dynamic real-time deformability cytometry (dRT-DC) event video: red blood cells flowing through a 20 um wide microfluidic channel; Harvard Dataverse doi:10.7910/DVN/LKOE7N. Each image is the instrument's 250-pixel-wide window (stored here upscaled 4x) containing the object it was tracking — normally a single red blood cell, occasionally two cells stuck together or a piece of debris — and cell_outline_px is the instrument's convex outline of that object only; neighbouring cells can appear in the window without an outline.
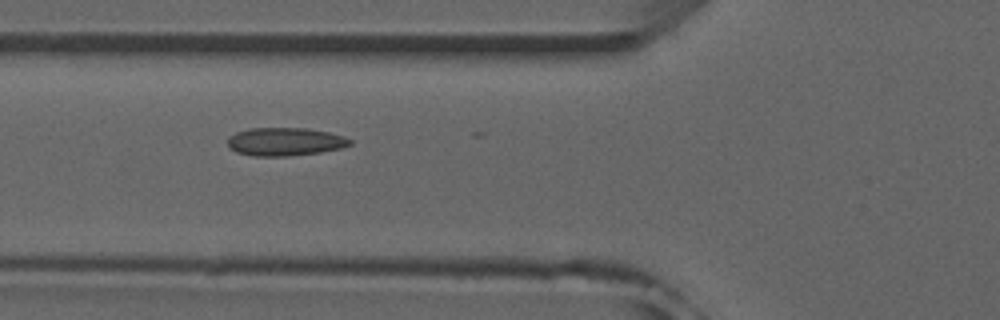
{"species": "common noctule bat (a hibernating species)", "species_latin": "Nyctalus noctula", "temperature_condition": "room temperature", "stored_images_in_passage": 20, "camera_frame_rate_fps": 3000, "um_per_image_px": 0.085, "animal": {"sex": "male", "forearm_length_mm": 52.5}, "frame": {"image": 1, "passage_image": 19, "time_ms": 6.0, "image_size_px": [1000, 320], "cell_outline_px": [[352, 144], [340, 148], [320, 152], [288, 156], [252, 156], [236, 152], [228, 148], [228, 136], [236, 132], [248, 128], [304, 128], [328, 132], [344, 136], [352, 140]], "centroid_in_image_um": [24.19, 12.04], "position_along_channel_um": 101.6, "area_um2": 20.17}}